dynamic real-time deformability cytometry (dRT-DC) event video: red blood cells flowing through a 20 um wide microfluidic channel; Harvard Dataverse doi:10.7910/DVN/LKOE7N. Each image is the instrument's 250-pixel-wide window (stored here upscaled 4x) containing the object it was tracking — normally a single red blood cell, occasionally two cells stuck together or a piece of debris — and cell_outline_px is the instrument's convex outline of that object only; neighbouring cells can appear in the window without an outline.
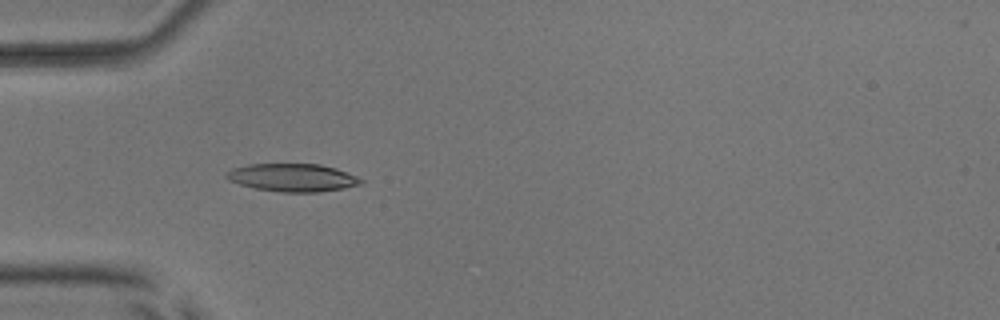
{"species": "common noctule bat (a hibernating species)", "species_latin": "Nyctalus noctula", "temperature_condition": "room temperature", "stored_images_in_passage": 14, "camera_frame_rate_fps": 3000, "um_per_image_px": 0.085, "animal": {"sex": "male", "body_mass_g": 17.9, "forearm_length_mm": 54.2}, "frame": {"image": 1, "passage_image": 1, "time_ms": 0.0, "image_size_px": [1000, 320], "cell_outline_px": [[364, 180], [360, 184], [344, 188], [320, 192], [280, 192], [256, 188], [240, 184], [228, 180], [224, 176], [224, 172], [232, 168], [248, 164], [320, 164], [336, 168], [356, 176]], "centroid_in_image_um": [24.83, 15.09], "position_along_channel_um": 60.2, "area_um2": 21.91}}
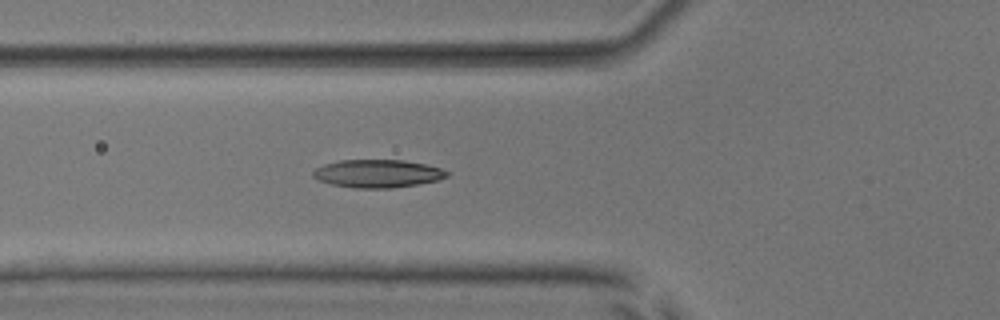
{"frame": {"image": 2, "passage_image": 4, "time_ms": 1.0, "image_size_px": [1000, 320], "cell_outline_px": [[452, 172], [448, 176], [436, 180], [416, 184], [392, 188], [352, 188], [332, 184], [320, 180], [312, 176], [312, 172], [316, 168], [324, 164], [340, 160], [404, 160], [424, 164], [440, 168]], "centroid_in_image_um": [32.1, 14.75], "position_along_channel_um": 93.7, "area_um2": 21.73}}
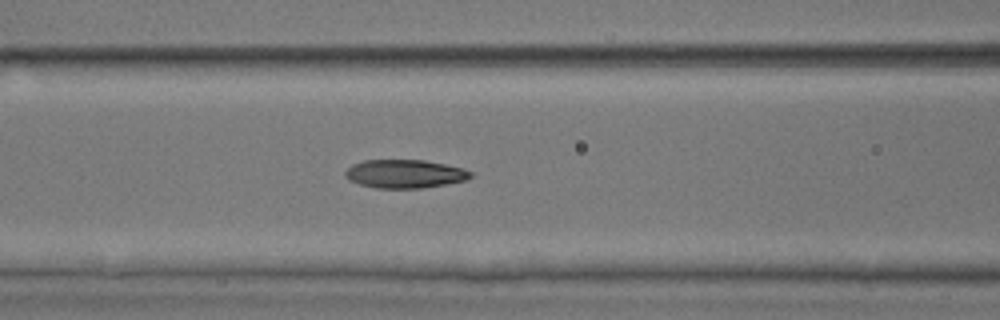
{"frame": {"image": 3, "passage_image": 7, "time_ms": 2.0, "image_size_px": [1000, 320], "cell_outline_px": [[472, 176], [464, 180], [444, 184], [420, 188], [376, 188], [360, 184], [348, 180], [344, 176], [344, 172], [352, 164], [364, 160], [424, 160], [444, 164], [460, 168], [472, 172]], "centroid_in_image_um": [34.34, 14.77], "position_along_channel_um": 132.3, "area_um2": 20.58}}